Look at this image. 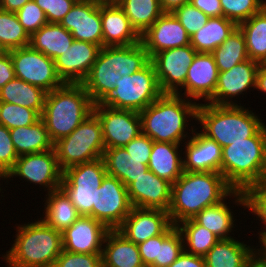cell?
<instances>
[{
	"mask_svg": "<svg viewBox=\"0 0 266 267\" xmlns=\"http://www.w3.org/2000/svg\"><path fill=\"white\" fill-rule=\"evenodd\" d=\"M261 245L257 248L258 252L266 259V232L259 238L258 241Z\"/></svg>",
	"mask_w": 266,
	"mask_h": 267,
	"instance_id": "be15d7a7",
	"label": "cell"
},
{
	"mask_svg": "<svg viewBox=\"0 0 266 267\" xmlns=\"http://www.w3.org/2000/svg\"><path fill=\"white\" fill-rule=\"evenodd\" d=\"M109 229L91 216H80L62 232L63 250L72 253L102 254Z\"/></svg>",
	"mask_w": 266,
	"mask_h": 267,
	"instance_id": "d6986e66",
	"label": "cell"
},
{
	"mask_svg": "<svg viewBox=\"0 0 266 267\" xmlns=\"http://www.w3.org/2000/svg\"><path fill=\"white\" fill-rule=\"evenodd\" d=\"M45 13L48 23H60L77 0H33Z\"/></svg>",
	"mask_w": 266,
	"mask_h": 267,
	"instance_id": "816d5d0a",
	"label": "cell"
},
{
	"mask_svg": "<svg viewBox=\"0 0 266 267\" xmlns=\"http://www.w3.org/2000/svg\"><path fill=\"white\" fill-rule=\"evenodd\" d=\"M116 3L140 35L164 13L160 0H117Z\"/></svg>",
	"mask_w": 266,
	"mask_h": 267,
	"instance_id": "e575fe53",
	"label": "cell"
},
{
	"mask_svg": "<svg viewBox=\"0 0 266 267\" xmlns=\"http://www.w3.org/2000/svg\"><path fill=\"white\" fill-rule=\"evenodd\" d=\"M53 267H102V254L72 253L63 250Z\"/></svg>",
	"mask_w": 266,
	"mask_h": 267,
	"instance_id": "681fc988",
	"label": "cell"
},
{
	"mask_svg": "<svg viewBox=\"0 0 266 267\" xmlns=\"http://www.w3.org/2000/svg\"><path fill=\"white\" fill-rule=\"evenodd\" d=\"M244 267H266V259L256 250Z\"/></svg>",
	"mask_w": 266,
	"mask_h": 267,
	"instance_id": "6125c7cd",
	"label": "cell"
},
{
	"mask_svg": "<svg viewBox=\"0 0 266 267\" xmlns=\"http://www.w3.org/2000/svg\"><path fill=\"white\" fill-rule=\"evenodd\" d=\"M220 2L222 16L237 26L263 9L256 0H220Z\"/></svg>",
	"mask_w": 266,
	"mask_h": 267,
	"instance_id": "f6af8a7d",
	"label": "cell"
},
{
	"mask_svg": "<svg viewBox=\"0 0 266 267\" xmlns=\"http://www.w3.org/2000/svg\"><path fill=\"white\" fill-rule=\"evenodd\" d=\"M93 107L94 103L82 84L65 83L47 92L41 119L52 143L70 135L93 113Z\"/></svg>",
	"mask_w": 266,
	"mask_h": 267,
	"instance_id": "3957f363",
	"label": "cell"
},
{
	"mask_svg": "<svg viewBox=\"0 0 266 267\" xmlns=\"http://www.w3.org/2000/svg\"><path fill=\"white\" fill-rule=\"evenodd\" d=\"M255 88L258 89V91L266 93V63H261L259 65Z\"/></svg>",
	"mask_w": 266,
	"mask_h": 267,
	"instance_id": "91938a15",
	"label": "cell"
},
{
	"mask_svg": "<svg viewBox=\"0 0 266 267\" xmlns=\"http://www.w3.org/2000/svg\"><path fill=\"white\" fill-rule=\"evenodd\" d=\"M101 20L103 47L127 46L141 42V35L116 2H101Z\"/></svg>",
	"mask_w": 266,
	"mask_h": 267,
	"instance_id": "cb8c5ba5",
	"label": "cell"
},
{
	"mask_svg": "<svg viewBox=\"0 0 266 267\" xmlns=\"http://www.w3.org/2000/svg\"><path fill=\"white\" fill-rule=\"evenodd\" d=\"M18 157L9 129L0 125V169L8 174L15 166Z\"/></svg>",
	"mask_w": 266,
	"mask_h": 267,
	"instance_id": "f907efd6",
	"label": "cell"
},
{
	"mask_svg": "<svg viewBox=\"0 0 266 267\" xmlns=\"http://www.w3.org/2000/svg\"><path fill=\"white\" fill-rule=\"evenodd\" d=\"M60 24L72 34L75 40L103 47L100 1L77 0Z\"/></svg>",
	"mask_w": 266,
	"mask_h": 267,
	"instance_id": "5bb4252c",
	"label": "cell"
},
{
	"mask_svg": "<svg viewBox=\"0 0 266 267\" xmlns=\"http://www.w3.org/2000/svg\"><path fill=\"white\" fill-rule=\"evenodd\" d=\"M171 224L168 211L132 207L117 230L138 245L161 235Z\"/></svg>",
	"mask_w": 266,
	"mask_h": 267,
	"instance_id": "ffe728a7",
	"label": "cell"
},
{
	"mask_svg": "<svg viewBox=\"0 0 266 267\" xmlns=\"http://www.w3.org/2000/svg\"><path fill=\"white\" fill-rule=\"evenodd\" d=\"M221 174L234 190L266 181V125L245 141L222 148Z\"/></svg>",
	"mask_w": 266,
	"mask_h": 267,
	"instance_id": "8992f818",
	"label": "cell"
},
{
	"mask_svg": "<svg viewBox=\"0 0 266 267\" xmlns=\"http://www.w3.org/2000/svg\"><path fill=\"white\" fill-rule=\"evenodd\" d=\"M184 251V240L176 225L171 224L161 235H158V251L155 267L170 266Z\"/></svg>",
	"mask_w": 266,
	"mask_h": 267,
	"instance_id": "b9f144b4",
	"label": "cell"
},
{
	"mask_svg": "<svg viewBox=\"0 0 266 267\" xmlns=\"http://www.w3.org/2000/svg\"><path fill=\"white\" fill-rule=\"evenodd\" d=\"M106 174L104 161L98 158L65 169L62 180L68 186H100Z\"/></svg>",
	"mask_w": 266,
	"mask_h": 267,
	"instance_id": "ab89813d",
	"label": "cell"
},
{
	"mask_svg": "<svg viewBox=\"0 0 266 267\" xmlns=\"http://www.w3.org/2000/svg\"><path fill=\"white\" fill-rule=\"evenodd\" d=\"M219 70L212 53L197 52L192 64L188 67L185 85L181 88L184 93H176L195 102L202 100L206 103L213 97Z\"/></svg>",
	"mask_w": 266,
	"mask_h": 267,
	"instance_id": "2e32d148",
	"label": "cell"
},
{
	"mask_svg": "<svg viewBox=\"0 0 266 267\" xmlns=\"http://www.w3.org/2000/svg\"><path fill=\"white\" fill-rule=\"evenodd\" d=\"M45 198L44 212L40 219L59 232H64L81 215L66 193L61 189L51 191Z\"/></svg>",
	"mask_w": 266,
	"mask_h": 267,
	"instance_id": "f1b7e54d",
	"label": "cell"
},
{
	"mask_svg": "<svg viewBox=\"0 0 266 267\" xmlns=\"http://www.w3.org/2000/svg\"><path fill=\"white\" fill-rule=\"evenodd\" d=\"M260 63L248 59L231 69L219 72L213 97L207 102L214 105H238L232 98L255 88L257 71ZM231 98V99H230Z\"/></svg>",
	"mask_w": 266,
	"mask_h": 267,
	"instance_id": "9a60e30c",
	"label": "cell"
},
{
	"mask_svg": "<svg viewBox=\"0 0 266 267\" xmlns=\"http://www.w3.org/2000/svg\"><path fill=\"white\" fill-rule=\"evenodd\" d=\"M102 267H145L139 247L117 229L106 234L102 250Z\"/></svg>",
	"mask_w": 266,
	"mask_h": 267,
	"instance_id": "d4e9b609",
	"label": "cell"
},
{
	"mask_svg": "<svg viewBox=\"0 0 266 267\" xmlns=\"http://www.w3.org/2000/svg\"><path fill=\"white\" fill-rule=\"evenodd\" d=\"M181 144L170 142H153L148 168L158 177L173 184L183 173ZM179 154V155H178Z\"/></svg>",
	"mask_w": 266,
	"mask_h": 267,
	"instance_id": "484cf974",
	"label": "cell"
},
{
	"mask_svg": "<svg viewBox=\"0 0 266 267\" xmlns=\"http://www.w3.org/2000/svg\"><path fill=\"white\" fill-rule=\"evenodd\" d=\"M102 159L107 174L122 181L126 187L149 170L145 159L130 156L123 147L105 149Z\"/></svg>",
	"mask_w": 266,
	"mask_h": 267,
	"instance_id": "4316f807",
	"label": "cell"
},
{
	"mask_svg": "<svg viewBox=\"0 0 266 267\" xmlns=\"http://www.w3.org/2000/svg\"><path fill=\"white\" fill-rule=\"evenodd\" d=\"M96 1H100V2H116L117 0H96Z\"/></svg>",
	"mask_w": 266,
	"mask_h": 267,
	"instance_id": "a7ac6f4b",
	"label": "cell"
},
{
	"mask_svg": "<svg viewBox=\"0 0 266 267\" xmlns=\"http://www.w3.org/2000/svg\"><path fill=\"white\" fill-rule=\"evenodd\" d=\"M132 207L169 210L172 184L148 170L127 187Z\"/></svg>",
	"mask_w": 266,
	"mask_h": 267,
	"instance_id": "44dd1931",
	"label": "cell"
},
{
	"mask_svg": "<svg viewBox=\"0 0 266 267\" xmlns=\"http://www.w3.org/2000/svg\"><path fill=\"white\" fill-rule=\"evenodd\" d=\"M40 118L41 115L34 109L7 102H0V125H4L9 130L12 128L30 126Z\"/></svg>",
	"mask_w": 266,
	"mask_h": 267,
	"instance_id": "7bdbcfd3",
	"label": "cell"
},
{
	"mask_svg": "<svg viewBox=\"0 0 266 267\" xmlns=\"http://www.w3.org/2000/svg\"><path fill=\"white\" fill-rule=\"evenodd\" d=\"M15 78V72L13 69V63L10 53L0 58V88H2L7 82Z\"/></svg>",
	"mask_w": 266,
	"mask_h": 267,
	"instance_id": "6f0895ef",
	"label": "cell"
},
{
	"mask_svg": "<svg viewBox=\"0 0 266 267\" xmlns=\"http://www.w3.org/2000/svg\"><path fill=\"white\" fill-rule=\"evenodd\" d=\"M93 113L101 123L105 149L122 148L142 133L137 111L113 109L99 103L94 105Z\"/></svg>",
	"mask_w": 266,
	"mask_h": 267,
	"instance_id": "4fadbf2b",
	"label": "cell"
},
{
	"mask_svg": "<svg viewBox=\"0 0 266 267\" xmlns=\"http://www.w3.org/2000/svg\"><path fill=\"white\" fill-rule=\"evenodd\" d=\"M100 186H68L63 180L60 188L66 193L81 216L93 217L95 189Z\"/></svg>",
	"mask_w": 266,
	"mask_h": 267,
	"instance_id": "ee69618b",
	"label": "cell"
},
{
	"mask_svg": "<svg viewBox=\"0 0 266 267\" xmlns=\"http://www.w3.org/2000/svg\"><path fill=\"white\" fill-rule=\"evenodd\" d=\"M149 62V54L141 42L127 46H112V66L121 76L133 74Z\"/></svg>",
	"mask_w": 266,
	"mask_h": 267,
	"instance_id": "f35d334b",
	"label": "cell"
},
{
	"mask_svg": "<svg viewBox=\"0 0 266 267\" xmlns=\"http://www.w3.org/2000/svg\"><path fill=\"white\" fill-rule=\"evenodd\" d=\"M189 131L192 136L184 142L183 171L221 173L222 147L193 127Z\"/></svg>",
	"mask_w": 266,
	"mask_h": 267,
	"instance_id": "7402d4cb",
	"label": "cell"
},
{
	"mask_svg": "<svg viewBox=\"0 0 266 267\" xmlns=\"http://www.w3.org/2000/svg\"><path fill=\"white\" fill-rule=\"evenodd\" d=\"M196 53L197 51L189 44L155 53L150 58L163 94L182 92L180 89L185 85L188 67L192 64Z\"/></svg>",
	"mask_w": 266,
	"mask_h": 267,
	"instance_id": "7c38bea8",
	"label": "cell"
},
{
	"mask_svg": "<svg viewBox=\"0 0 266 267\" xmlns=\"http://www.w3.org/2000/svg\"><path fill=\"white\" fill-rule=\"evenodd\" d=\"M191 0H160L164 12H173L177 7L189 3Z\"/></svg>",
	"mask_w": 266,
	"mask_h": 267,
	"instance_id": "94428289",
	"label": "cell"
},
{
	"mask_svg": "<svg viewBox=\"0 0 266 267\" xmlns=\"http://www.w3.org/2000/svg\"><path fill=\"white\" fill-rule=\"evenodd\" d=\"M225 201L209 206L201 210L193 219L201 226L207 228L219 239H230V236L236 224L234 225L235 214H232V209L228 208Z\"/></svg>",
	"mask_w": 266,
	"mask_h": 267,
	"instance_id": "d590c367",
	"label": "cell"
},
{
	"mask_svg": "<svg viewBox=\"0 0 266 267\" xmlns=\"http://www.w3.org/2000/svg\"><path fill=\"white\" fill-rule=\"evenodd\" d=\"M7 53H8V50L0 44V58L5 56Z\"/></svg>",
	"mask_w": 266,
	"mask_h": 267,
	"instance_id": "e7e4bbea",
	"label": "cell"
},
{
	"mask_svg": "<svg viewBox=\"0 0 266 267\" xmlns=\"http://www.w3.org/2000/svg\"><path fill=\"white\" fill-rule=\"evenodd\" d=\"M240 105L199 103L197 122L201 132L222 148L256 135L265 124L258 115Z\"/></svg>",
	"mask_w": 266,
	"mask_h": 267,
	"instance_id": "5b68a950",
	"label": "cell"
},
{
	"mask_svg": "<svg viewBox=\"0 0 266 267\" xmlns=\"http://www.w3.org/2000/svg\"><path fill=\"white\" fill-rule=\"evenodd\" d=\"M141 43L151 58L155 53L189 45L190 36L173 13L164 12L141 34Z\"/></svg>",
	"mask_w": 266,
	"mask_h": 267,
	"instance_id": "e0dca14e",
	"label": "cell"
},
{
	"mask_svg": "<svg viewBox=\"0 0 266 267\" xmlns=\"http://www.w3.org/2000/svg\"><path fill=\"white\" fill-rule=\"evenodd\" d=\"M15 176V177H14ZM63 171L60 169L56 152L53 149L44 152L25 154L18 157L15 166L7 174V180L18 177L30 184L47 188V193L60 188Z\"/></svg>",
	"mask_w": 266,
	"mask_h": 267,
	"instance_id": "8fae6325",
	"label": "cell"
},
{
	"mask_svg": "<svg viewBox=\"0 0 266 267\" xmlns=\"http://www.w3.org/2000/svg\"><path fill=\"white\" fill-rule=\"evenodd\" d=\"M233 198L234 204L246 207L244 191L234 190L219 172L183 171L172 184L171 203L168 210L173 225L195 217L206 207Z\"/></svg>",
	"mask_w": 266,
	"mask_h": 267,
	"instance_id": "6da1fadb",
	"label": "cell"
},
{
	"mask_svg": "<svg viewBox=\"0 0 266 267\" xmlns=\"http://www.w3.org/2000/svg\"><path fill=\"white\" fill-rule=\"evenodd\" d=\"M8 52L16 78L41 87L46 92H51L65 84L58 76L55 60L30 45Z\"/></svg>",
	"mask_w": 266,
	"mask_h": 267,
	"instance_id": "9c48e42d",
	"label": "cell"
},
{
	"mask_svg": "<svg viewBox=\"0 0 266 267\" xmlns=\"http://www.w3.org/2000/svg\"><path fill=\"white\" fill-rule=\"evenodd\" d=\"M9 132L18 156L53 149V143L41 118L30 126L12 128Z\"/></svg>",
	"mask_w": 266,
	"mask_h": 267,
	"instance_id": "1f68e13d",
	"label": "cell"
},
{
	"mask_svg": "<svg viewBox=\"0 0 266 267\" xmlns=\"http://www.w3.org/2000/svg\"><path fill=\"white\" fill-rule=\"evenodd\" d=\"M258 3H259V5L264 9V8H266V0L264 1V0H256Z\"/></svg>",
	"mask_w": 266,
	"mask_h": 267,
	"instance_id": "003e7915",
	"label": "cell"
},
{
	"mask_svg": "<svg viewBox=\"0 0 266 267\" xmlns=\"http://www.w3.org/2000/svg\"><path fill=\"white\" fill-rule=\"evenodd\" d=\"M246 197V207L248 211L254 213L258 220H262L265 229L258 232L259 238L266 232V181L253 185L244 191ZM260 218V219H259Z\"/></svg>",
	"mask_w": 266,
	"mask_h": 267,
	"instance_id": "bcb514c9",
	"label": "cell"
},
{
	"mask_svg": "<svg viewBox=\"0 0 266 267\" xmlns=\"http://www.w3.org/2000/svg\"><path fill=\"white\" fill-rule=\"evenodd\" d=\"M198 106L199 103L184 99L183 96L162 94L147 108L139 112L142 134L156 142L182 144V141L186 142L190 138L187 131L189 129L188 121L191 122V120H187V118L197 121Z\"/></svg>",
	"mask_w": 266,
	"mask_h": 267,
	"instance_id": "7a4b0ae2",
	"label": "cell"
},
{
	"mask_svg": "<svg viewBox=\"0 0 266 267\" xmlns=\"http://www.w3.org/2000/svg\"><path fill=\"white\" fill-rule=\"evenodd\" d=\"M29 1L32 0H0V9L16 13Z\"/></svg>",
	"mask_w": 266,
	"mask_h": 267,
	"instance_id": "680465c9",
	"label": "cell"
},
{
	"mask_svg": "<svg viewBox=\"0 0 266 267\" xmlns=\"http://www.w3.org/2000/svg\"><path fill=\"white\" fill-rule=\"evenodd\" d=\"M75 39L60 23H47L30 36V46L55 60Z\"/></svg>",
	"mask_w": 266,
	"mask_h": 267,
	"instance_id": "f546056e",
	"label": "cell"
},
{
	"mask_svg": "<svg viewBox=\"0 0 266 267\" xmlns=\"http://www.w3.org/2000/svg\"><path fill=\"white\" fill-rule=\"evenodd\" d=\"M131 209L127 187L116 177L106 174L100 187L95 189L93 218L109 230H115L120 227Z\"/></svg>",
	"mask_w": 266,
	"mask_h": 267,
	"instance_id": "30bf717a",
	"label": "cell"
},
{
	"mask_svg": "<svg viewBox=\"0 0 266 267\" xmlns=\"http://www.w3.org/2000/svg\"><path fill=\"white\" fill-rule=\"evenodd\" d=\"M53 148L62 171L102 158L105 145L98 117L92 113L70 135L56 141Z\"/></svg>",
	"mask_w": 266,
	"mask_h": 267,
	"instance_id": "52a82bcc",
	"label": "cell"
},
{
	"mask_svg": "<svg viewBox=\"0 0 266 267\" xmlns=\"http://www.w3.org/2000/svg\"><path fill=\"white\" fill-rule=\"evenodd\" d=\"M253 247L234 238L219 239L204 256L206 267H244L256 251Z\"/></svg>",
	"mask_w": 266,
	"mask_h": 267,
	"instance_id": "83f0119b",
	"label": "cell"
},
{
	"mask_svg": "<svg viewBox=\"0 0 266 267\" xmlns=\"http://www.w3.org/2000/svg\"><path fill=\"white\" fill-rule=\"evenodd\" d=\"M172 13L176 16L190 37L202 28L210 18L201 10L194 7L190 2L177 7Z\"/></svg>",
	"mask_w": 266,
	"mask_h": 267,
	"instance_id": "7dc6e473",
	"label": "cell"
},
{
	"mask_svg": "<svg viewBox=\"0 0 266 267\" xmlns=\"http://www.w3.org/2000/svg\"><path fill=\"white\" fill-rule=\"evenodd\" d=\"M0 44L8 51L29 46L30 35L14 12L0 9Z\"/></svg>",
	"mask_w": 266,
	"mask_h": 267,
	"instance_id": "60d3db41",
	"label": "cell"
},
{
	"mask_svg": "<svg viewBox=\"0 0 266 267\" xmlns=\"http://www.w3.org/2000/svg\"><path fill=\"white\" fill-rule=\"evenodd\" d=\"M238 26L223 16L210 17L207 23L190 37L197 52L212 53Z\"/></svg>",
	"mask_w": 266,
	"mask_h": 267,
	"instance_id": "4dcf8cb0",
	"label": "cell"
},
{
	"mask_svg": "<svg viewBox=\"0 0 266 267\" xmlns=\"http://www.w3.org/2000/svg\"><path fill=\"white\" fill-rule=\"evenodd\" d=\"M246 40L249 59L266 63V8L238 25Z\"/></svg>",
	"mask_w": 266,
	"mask_h": 267,
	"instance_id": "836d02e7",
	"label": "cell"
},
{
	"mask_svg": "<svg viewBox=\"0 0 266 267\" xmlns=\"http://www.w3.org/2000/svg\"><path fill=\"white\" fill-rule=\"evenodd\" d=\"M122 78L112 66V46L102 47L86 79L81 83L92 102L103 103L114 91L116 83Z\"/></svg>",
	"mask_w": 266,
	"mask_h": 267,
	"instance_id": "603a6c76",
	"label": "cell"
},
{
	"mask_svg": "<svg viewBox=\"0 0 266 267\" xmlns=\"http://www.w3.org/2000/svg\"><path fill=\"white\" fill-rule=\"evenodd\" d=\"M212 55L219 72L229 70L233 66L248 60L246 40L240 28L237 27L233 30L221 46L212 52Z\"/></svg>",
	"mask_w": 266,
	"mask_h": 267,
	"instance_id": "8d00e7d4",
	"label": "cell"
},
{
	"mask_svg": "<svg viewBox=\"0 0 266 267\" xmlns=\"http://www.w3.org/2000/svg\"><path fill=\"white\" fill-rule=\"evenodd\" d=\"M16 15L30 36L48 23L44 11L33 0L27 2Z\"/></svg>",
	"mask_w": 266,
	"mask_h": 267,
	"instance_id": "c3c4849f",
	"label": "cell"
},
{
	"mask_svg": "<svg viewBox=\"0 0 266 267\" xmlns=\"http://www.w3.org/2000/svg\"><path fill=\"white\" fill-rule=\"evenodd\" d=\"M162 94L150 61L141 70L119 78L114 91L102 104L113 109L141 112Z\"/></svg>",
	"mask_w": 266,
	"mask_h": 267,
	"instance_id": "ba28073f",
	"label": "cell"
},
{
	"mask_svg": "<svg viewBox=\"0 0 266 267\" xmlns=\"http://www.w3.org/2000/svg\"><path fill=\"white\" fill-rule=\"evenodd\" d=\"M101 47L74 40L66 51L55 59L58 76L64 83L81 84L88 76Z\"/></svg>",
	"mask_w": 266,
	"mask_h": 267,
	"instance_id": "ac0fdd59",
	"label": "cell"
},
{
	"mask_svg": "<svg viewBox=\"0 0 266 267\" xmlns=\"http://www.w3.org/2000/svg\"><path fill=\"white\" fill-rule=\"evenodd\" d=\"M168 267H206L204 257L187 253L185 250Z\"/></svg>",
	"mask_w": 266,
	"mask_h": 267,
	"instance_id": "9f6ffc18",
	"label": "cell"
},
{
	"mask_svg": "<svg viewBox=\"0 0 266 267\" xmlns=\"http://www.w3.org/2000/svg\"><path fill=\"white\" fill-rule=\"evenodd\" d=\"M190 3L209 17L222 16L220 0H191Z\"/></svg>",
	"mask_w": 266,
	"mask_h": 267,
	"instance_id": "11a10c76",
	"label": "cell"
},
{
	"mask_svg": "<svg viewBox=\"0 0 266 267\" xmlns=\"http://www.w3.org/2000/svg\"><path fill=\"white\" fill-rule=\"evenodd\" d=\"M16 238L5 252L8 267H53L63 251L62 233L41 219L17 226Z\"/></svg>",
	"mask_w": 266,
	"mask_h": 267,
	"instance_id": "277c9868",
	"label": "cell"
},
{
	"mask_svg": "<svg viewBox=\"0 0 266 267\" xmlns=\"http://www.w3.org/2000/svg\"><path fill=\"white\" fill-rule=\"evenodd\" d=\"M46 91L19 78H14L0 88V102H7L36 110H44Z\"/></svg>",
	"mask_w": 266,
	"mask_h": 267,
	"instance_id": "d6a6232c",
	"label": "cell"
},
{
	"mask_svg": "<svg viewBox=\"0 0 266 267\" xmlns=\"http://www.w3.org/2000/svg\"><path fill=\"white\" fill-rule=\"evenodd\" d=\"M176 226L183 236L184 250L187 253L204 257L219 241L215 234L199 225L193 218L181 221Z\"/></svg>",
	"mask_w": 266,
	"mask_h": 267,
	"instance_id": "74e56055",
	"label": "cell"
},
{
	"mask_svg": "<svg viewBox=\"0 0 266 267\" xmlns=\"http://www.w3.org/2000/svg\"><path fill=\"white\" fill-rule=\"evenodd\" d=\"M153 142L152 139L141 133L123 148L130 156L136 159H145V164L148 165Z\"/></svg>",
	"mask_w": 266,
	"mask_h": 267,
	"instance_id": "f5cc1de1",
	"label": "cell"
},
{
	"mask_svg": "<svg viewBox=\"0 0 266 267\" xmlns=\"http://www.w3.org/2000/svg\"><path fill=\"white\" fill-rule=\"evenodd\" d=\"M141 260L145 267H155V258L158 251V236L147 239L138 244Z\"/></svg>",
	"mask_w": 266,
	"mask_h": 267,
	"instance_id": "db71d44e",
	"label": "cell"
},
{
	"mask_svg": "<svg viewBox=\"0 0 266 267\" xmlns=\"http://www.w3.org/2000/svg\"><path fill=\"white\" fill-rule=\"evenodd\" d=\"M1 178H2V180H3V179H4V180L7 179V174H5V173L0 169V180H1ZM1 188H2V187H0V192L2 191Z\"/></svg>",
	"mask_w": 266,
	"mask_h": 267,
	"instance_id": "03108f58",
	"label": "cell"
}]
</instances>
